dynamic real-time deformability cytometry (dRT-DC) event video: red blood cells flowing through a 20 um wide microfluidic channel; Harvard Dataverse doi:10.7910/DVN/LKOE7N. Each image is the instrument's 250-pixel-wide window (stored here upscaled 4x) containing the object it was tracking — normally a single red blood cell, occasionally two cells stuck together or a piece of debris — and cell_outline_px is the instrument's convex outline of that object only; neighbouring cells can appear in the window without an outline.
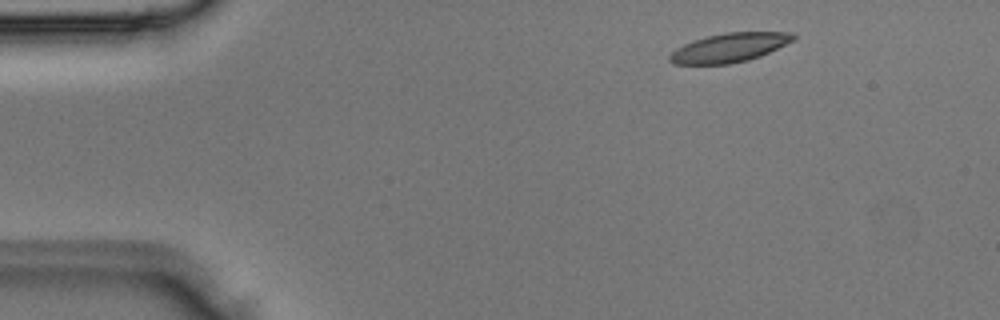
{"species": "Egyptian fruit bat (a non-hibernating species)", "species_latin": "Rousettus aegyptiacus", "temperature_condition": "room temperature", "stored_images_in_passage": 4, "camera_frame_rate_fps": 3000, "um_per_image_px": 0.085, "animal": {"sex": "male"}, "frame": {"image": 1, "passage_image": 1, "time_ms": 0.0, "image_size_px": [1000, 320], "cell_outline_px": [[796, 40], [760, 56], [748, 60], [728, 64], [676, 64], [668, 60], [668, 56], [676, 48], [684, 44], [708, 36], [724, 32], [792, 32], [796, 36]], "centroid_in_image_um": [62.03, 4.04], "position_along_channel_um": 23.0, "area_um2": 20.87}}
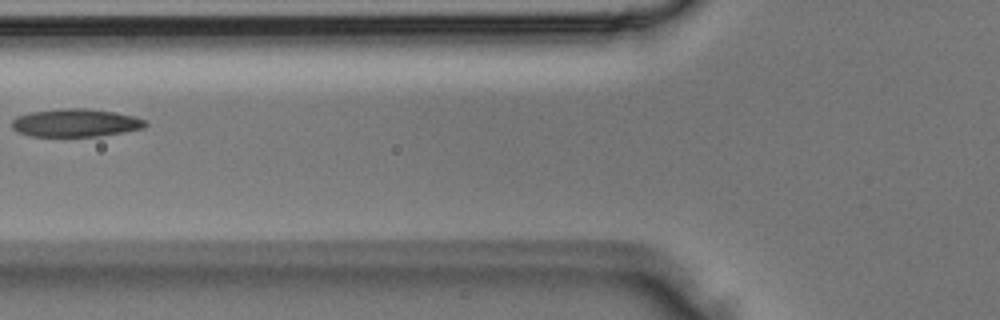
{"frame": {"image": 2, "passage_image": 4, "time_ms": 1.0, "image_size_px": [1000, 320], "cell_outline_px": [[148, 124], [144, 128], [124, 132], [100, 136], [28, 136], [16, 132], [12, 128], [12, 120], [16, 116], [32, 112], [64, 108], [88, 108], [112, 112], [132, 116], [144, 120]], "centroid_in_image_um": [6.39, 10.45], "position_along_channel_um": 119.4, "area_um2": 21.73}}